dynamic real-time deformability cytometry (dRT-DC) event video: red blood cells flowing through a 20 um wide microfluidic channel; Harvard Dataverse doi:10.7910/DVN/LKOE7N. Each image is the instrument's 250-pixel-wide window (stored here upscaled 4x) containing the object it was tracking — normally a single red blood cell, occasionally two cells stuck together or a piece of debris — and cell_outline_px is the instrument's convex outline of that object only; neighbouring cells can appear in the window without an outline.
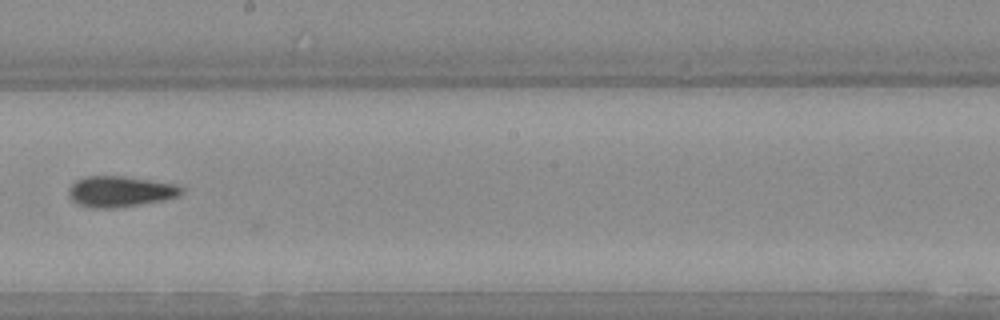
{"species": "Egyptian fruit bat (a non-hibernating species)", "species_latin": "Rousettus aegyptiacus", "temperature_condition": "warm", "stored_images_in_passage": 22, "segment_of_instrument_passage": [2, 2], "camera_frame_rate_fps": 3000, "um_per_image_px": 0.085, "animal": {"sex": "female"}, "frame": {"image": 1, "passage_image": 18, "time_ms": 5.667, "image_size_px": [1000, 320], "cell_outline_px": [[184, 192], [180, 196], [164, 200], [116, 208], [88, 208], [76, 204], [68, 196], [68, 188], [76, 180], [84, 176], [124, 176], [180, 184], [184, 188]], "centroid_in_image_um": [10.23, 16.28], "position_along_channel_um": 238.0, "area_um2": 20.75}}